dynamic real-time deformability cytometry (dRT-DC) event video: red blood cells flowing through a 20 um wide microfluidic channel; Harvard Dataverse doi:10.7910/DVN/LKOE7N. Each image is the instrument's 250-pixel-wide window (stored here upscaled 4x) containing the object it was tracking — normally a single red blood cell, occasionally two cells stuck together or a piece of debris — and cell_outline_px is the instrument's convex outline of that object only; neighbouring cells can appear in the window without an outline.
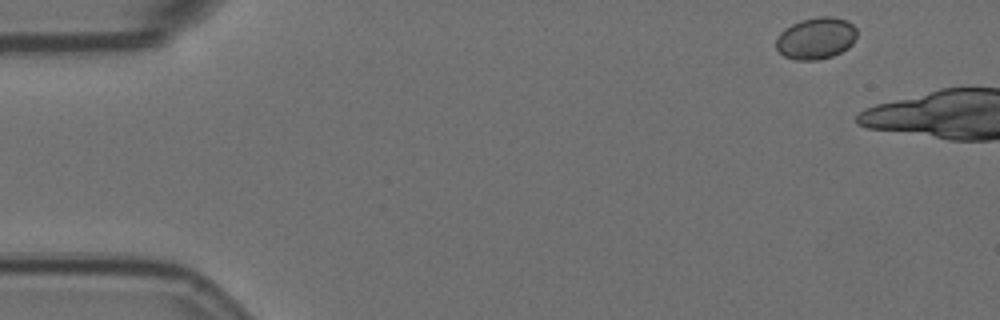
{"species": "Egyptian fruit bat (a non-hibernating species)", "species_latin": "Rousettus aegyptiacus", "temperature_condition": "room temperature", "stored_images_in_passage": 6, "camera_frame_rate_fps": 3000, "um_per_image_px": 0.085, "animal": {"sex": "female"}, "frame": {"image": 1, "passage_image": 1, "time_ms": 0.0, "image_size_px": [1000, 320], "cell_outline_px": [[856, 36], [852, 44], [848, 48], [832, 56], [816, 60], [796, 60], [784, 56], [776, 48], [776, 36], [784, 28], [800, 20], [816, 16], [832, 16], [848, 20], [856, 28]], "centroid_in_image_um": [69.34, 3.23], "position_along_channel_um": 15.7, "area_um2": 19.88}}